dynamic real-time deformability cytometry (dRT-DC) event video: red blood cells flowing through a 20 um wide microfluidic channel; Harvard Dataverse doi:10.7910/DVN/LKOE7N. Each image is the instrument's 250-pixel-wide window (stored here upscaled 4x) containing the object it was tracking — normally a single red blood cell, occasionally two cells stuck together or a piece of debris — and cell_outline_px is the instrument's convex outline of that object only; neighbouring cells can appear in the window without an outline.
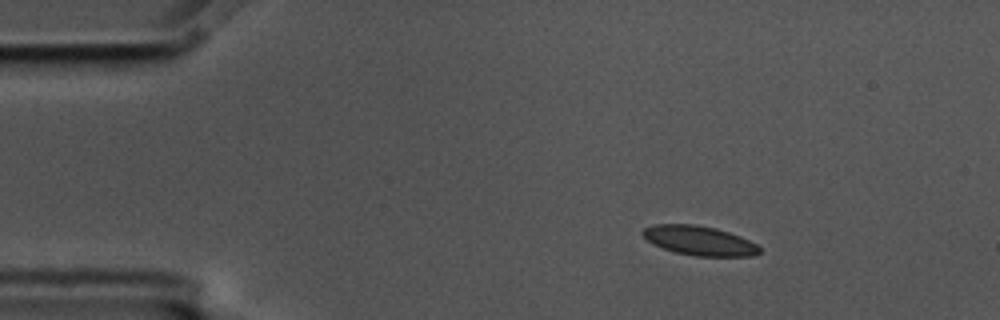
{"species": "common noctule bat (a hibernating species)", "species_latin": "Nyctalus noctula", "temperature_condition": "cold", "stored_images_in_passage": 45, "camera_frame_rate_fps": 3000, "um_per_image_px": 0.085, "animal": {"sex": "male", "body_mass_g": 17.5, "forearm_length_mm": 52.3}, "frame": {"image": 1, "passage_image": 4, "time_ms": 1.0, "image_size_px": [1000, 320], "cell_outline_px": [[760, 252], [752, 256], [696, 256], [676, 252], [652, 244], [640, 232], [644, 228], [656, 224], [696, 224], [716, 228], [740, 236], [756, 244], [760, 248]], "centroid_in_image_um": [59.43, 20.44], "position_along_channel_um": 25.6, "area_um2": 19.88}}
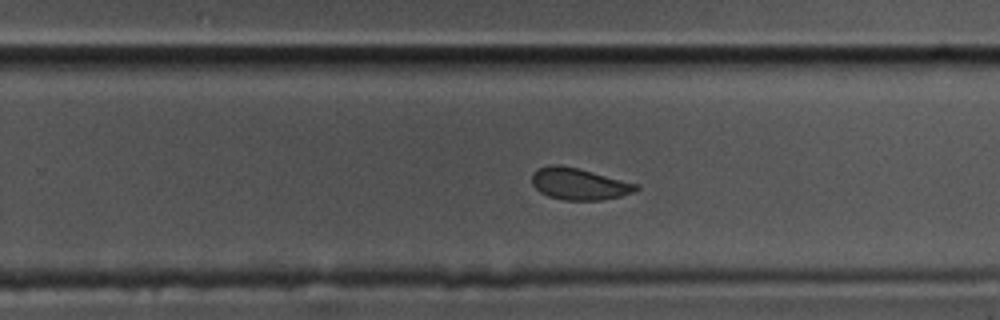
{"frame": {"image": 2, "passage_image": 31, "time_ms": 10.0, "image_size_px": [1000, 320], "cell_outline_px": [[640, 188], [632, 192], [620, 196], [600, 200], [564, 200], [548, 196], [540, 192], [532, 184], [532, 172], [536, 168], [552, 164], [560, 164], [640, 184]], "centroid_in_image_um": [49.19, 15.62], "position_along_channel_um": 280.6, "area_um2": 19.25}}
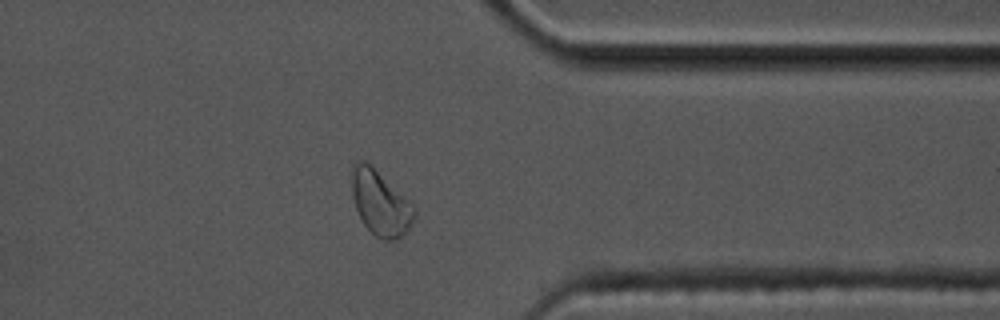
{"frame": {"image": 3, "passage_image": 40, "time_ms": 13.0, "image_size_px": [1000, 320], "cell_outline_px": [[416, 216], [408, 232], [396, 240], [384, 240], [376, 236], [364, 224], [356, 208], [352, 196], [352, 164], [356, 160], [364, 160], [372, 164], [416, 208]], "centroid_in_image_um": [32.34, 17.24], "position_along_channel_um": 379.1, "area_um2": 23.81}, "authors_computed_cell_mechanics": {"area_um2": 19.9988, "velocity_mm_per_s": 3.5392, "shape_relaxation_time_tau1_ms": 3.543, "shape_relaxation_time_tau2_ms": 1.1585, "deformation_change_tau1": 0.0891, "deformation_change_tau2": 0.0457}}